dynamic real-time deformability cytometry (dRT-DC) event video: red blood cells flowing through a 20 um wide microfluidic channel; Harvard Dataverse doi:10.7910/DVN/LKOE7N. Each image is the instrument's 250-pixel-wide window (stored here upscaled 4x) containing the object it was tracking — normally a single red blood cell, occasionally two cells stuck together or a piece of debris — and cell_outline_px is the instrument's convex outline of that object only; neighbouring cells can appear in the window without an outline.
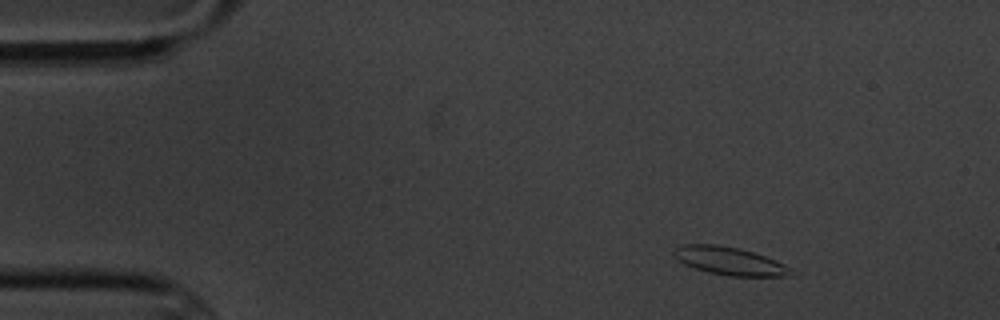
{"species": "common noctule bat (a hibernating species)", "species_latin": "Nyctalus noctula", "temperature_condition": "cold", "stored_images_in_passage": 5, "camera_frame_rate_fps": 3000, "um_per_image_px": 0.085, "animal": {"sex": "male", "body_mass_g": 20.1, "forearm_length_mm": 53.5}, "frame": {"image": 1, "passage_image": 2, "time_ms": 1.0, "image_size_px": [1000, 320], "cell_outline_px": [[796, 272], [788, 276], [728, 276], [708, 272], [684, 264], [672, 252], [680, 244], [716, 244], [740, 248], [764, 256], [784, 264], [792, 268]], "centroid_in_image_um": [62.04, 22.18], "position_along_channel_um": 23.0, "area_um2": 19.02}}
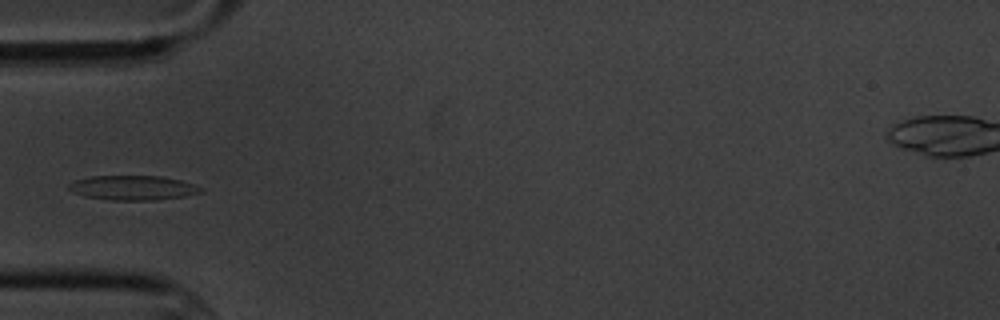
{"frame": {"image": 2, "passage_image": 5, "time_ms": 4.667, "image_size_px": [1000, 320], "cell_outline_px": [[204, 192], [184, 196], [156, 200], [108, 200], [84, 196], [72, 192], [68, 188], [68, 184], [76, 180], [88, 176], [160, 176], [180, 180], [204, 188]], "centroid_in_image_um": [11.29, 15.96], "position_along_channel_um": 73.7, "area_um2": 18.96}}